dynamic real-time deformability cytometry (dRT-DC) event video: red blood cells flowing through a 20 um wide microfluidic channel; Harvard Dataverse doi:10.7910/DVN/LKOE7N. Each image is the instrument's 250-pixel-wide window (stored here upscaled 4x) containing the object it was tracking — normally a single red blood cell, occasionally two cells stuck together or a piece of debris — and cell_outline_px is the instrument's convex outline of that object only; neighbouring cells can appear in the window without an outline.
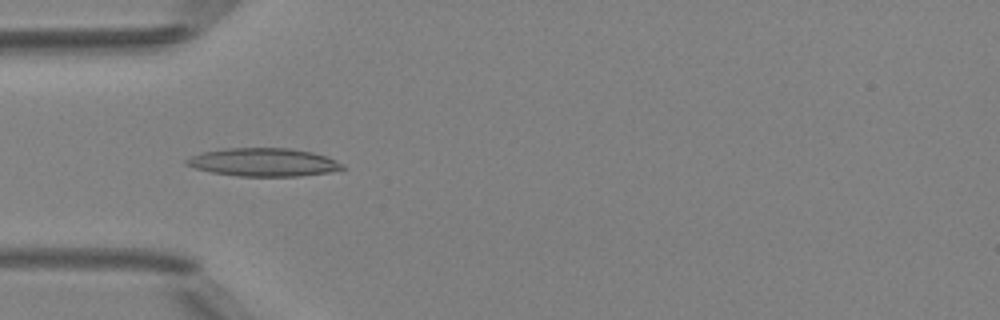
{"species": "Egyptian fruit bat (a non-hibernating species)", "species_latin": "Rousettus aegyptiacus", "temperature_condition": "room temperature", "stored_images_in_passage": 5, "camera_frame_rate_fps": 3000, "um_per_image_px": 0.085, "animal": {"sex": "female"}, "frame": {"image": 1, "passage_image": 4, "time_ms": 3.333, "image_size_px": [1000, 320], "cell_outline_px": [[344, 168], [328, 172], [296, 176], [240, 176], [212, 172], [196, 168], [184, 164], [184, 160], [192, 156], [204, 152], [224, 148], [288, 148], [312, 152], [336, 160], [344, 164]], "centroid_in_image_um": [22.38, 13.78], "position_along_channel_um": 62.6, "area_um2": 25.32}}
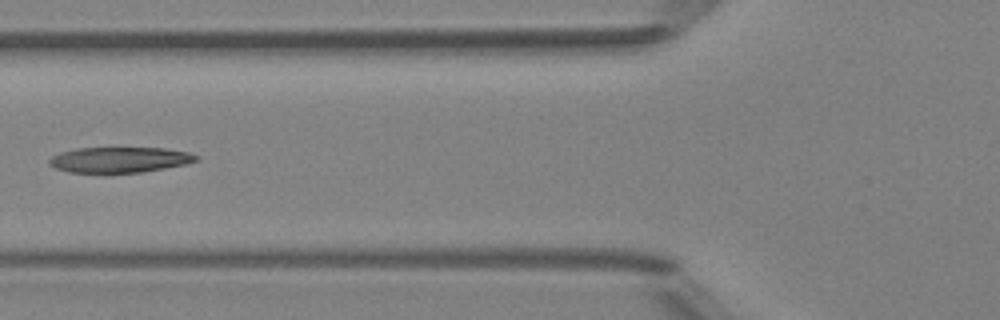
{"frame": {"image": 2, "passage_image": 5, "time_ms": 4.667, "image_size_px": [1000, 320], "cell_outline_px": [[200, 160], [188, 164], [140, 172], [108, 176], [68, 172], [56, 168], [48, 164], [48, 160], [52, 156], [60, 152], [76, 148], [164, 148], [188, 152], [200, 156]], "centroid_in_image_um": [10.14, 13.62], "position_along_channel_um": 115.7, "area_um2": 22.89}}